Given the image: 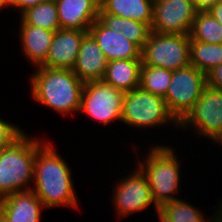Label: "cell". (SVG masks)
Listing matches in <instances>:
<instances>
[{
    "mask_svg": "<svg viewBox=\"0 0 222 222\" xmlns=\"http://www.w3.org/2000/svg\"><path fill=\"white\" fill-rule=\"evenodd\" d=\"M132 168L134 171H129V174L121 176L122 178L119 176L116 184H113L115 186H112L111 202L115 210L114 215L116 214L118 220L139 212L142 213L144 210L146 213V210L149 209H154L152 212L159 209L152 199L146 176L137 166Z\"/></svg>",
    "mask_w": 222,
    "mask_h": 222,
    "instance_id": "obj_8",
    "label": "cell"
},
{
    "mask_svg": "<svg viewBox=\"0 0 222 222\" xmlns=\"http://www.w3.org/2000/svg\"><path fill=\"white\" fill-rule=\"evenodd\" d=\"M142 65L176 71L190 65V36L152 31L141 51Z\"/></svg>",
    "mask_w": 222,
    "mask_h": 222,
    "instance_id": "obj_6",
    "label": "cell"
},
{
    "mask_svg": "<svg viewBox=\"0 0 222 222\" xmlns=\"http://www.w3.org/2000/svg\"><path fill=\"white\" fill-rule=\"evenodd\" d=\"M121 123L130 127L131 130L136 128L140 132L144 130V133L149 128L155 127L157 130L170 126H173L175 131H179V122L170 113L164 98L145 91L141 87L124 94Z\"/></svg>",
    "mask_w": 222,
    "mask_h": 222,
    "instance_id": "obj_5",
    "label": "cell"
},
{
    "mask_svg": "<svg viewBox=\"0 0 222 222\" xmlns=\"http://www.w3.org/2000/svg\"><path fill=\"white\" fill-rule=\"evenodd\" d=\"M207 85L222 90V64L206 74Z\"/></svg>",
    "mask_w": 222,
    "mask_h": 222,
    "instance_id": "obj_27",
    "label": "cell"
},
{
    "mask_svg": "<svg viewBox=\"0 0 222 222\" xmlns=\"http://www.w3.org/2000/svg\"><path fill=\"white\" fill-rule=\"evenodd\" d=\"M20 20V21H19ZM18 25H32L50 31L60 29L58 10L55 0H46L24 11L18 19Z\"/></svg>",
    "mask_w": 222,
    "mask_h": 222,
    "instance_id": "obj_21",
    "label": "cell"
},
{
    "mask_svg": "<svg viewBox=\"0 0 222 222\" xmlns=\"http://www.w3.org/2000/svg\"><path fill=\"white\" fill-rule=\"evenodd\" d=\"M154 0H100L99 13H108L147 24L151 27Z\"/></svg>",
    "mask_w": 222,
    "mask_h": 222,
    "instance_id": "obj_19",
    "label": "cell"
},
{
    "mask_svg": "<svg viewBox=\"0 0 222 222\" xmlns=\"http://www.w3.org/2000/svg\"><path fill=\"white\" fill-rule=\"evenodd\" d=\"M179 131H194L213 144L222 134V90L206 85L193 108L179 122ZM204 137V138H203Z\"/></svg>",
    "mask_w": 222,
    "mask_h": 222,
    "instance_id": "obj_7",
    "label": "cell"
},
{
    "mask_svg": "<svg viewBox=\"0 0 222 222\" xmlns=\"http://www.w3.org/2000/svg\"><path fill=\"white\" fill-rule=\"evenodd\" d=\"M186 199H176L167 202L159 208L173 222H212V217L204 216V212L200 210V206L196 208ZM206 217V218H205Z\"/></svg>",
    "mask_w": 222,
    "mask_h": 222,
    "instance_id": "obj_25",
    "label": "cell"
},
{
    "mask_svg": "<svg viewBox=\"0 0 222 222\" xmlns=\"http://www.w3.org/2000/svg\"><path fill=\"white\" fill-rule=\"evenodd\" d=\"M46 0H10V9H14L21 15L27 9L36 6Z\"/></svg>",
    "mask_w": 222,
    "mask_h": 222,
    "instance_id": "obj_28",
    "label": "cell"
},
{
    "mask_svg": "<svg viewBox=\"0 0 222 222\" xmlns=\"http://www.w3.org/2000/svg\"><path fill=\"white\" fill-rule=\"evenodd\" d=\"M196 13L192 0H154L151 31L189 35Z\"/></svg>",
    "mask_w": 222,
    "mask_h": 222,
    "instance_id": "obj_11",
    "label": "cell"
},
{
    "mask_svg": "<svg viewBox=\"0 0 222 222\" xmlns=\"http://www.w3.org/2000/svg\"><path fill=\"white\" fill-rule=\"evenodd\" d=\"M215 146L218 145L222 147V134L219 136V138L214 142Z\"/></svg>",
    "mask_w": 222,
    "mask_h": 222,
    "instance_id": "obj_34",
    "label": "cell"
},
{
    "mask_svg": "<svg viewBox=\"0 0 222 222\" xmlns=\"http://www.w3.org/2000/svg\"><path fill=\"white\" fill-rule=\"evenodd\" d=\"M46 139L24 132L11 145L0 150V200L31 190L36 150Z\"/></svg>",
    "mask_w": 222,
    "mask_h": 222,
    "instance_id": "obj_4",
    "label": "cell"
},
{
    "mask_svg": "<svg viewBox=\"0 0 222 222\" xmlns=\"http://www.w3.org/2000/svg\"><path fill=\"white\" fill-rule=\"evenodd\" d=\"M10 9V0H0V11H3V9Z\"/></svg>",
    "mask_w": 222,
    "mask_h": 222,
    "instance_id": "obj_33",
    "label": "cell"
},
{
    "mask_svg": "<svg viewBox=\"0 0 222 222\" xmlns=\"http://www.w3.org/2000/svg\"><path fill=\"white\" fill-rule=\"evenodd\" d=\"M206 85V74L195 66L189 65L173 71L164 100L178 122L193 108Z\"/></svg>",
    "mask_w": 222,
    "mask_h": 222,
    "instance_id": "obj_10",
    "label": "cell"
},
{
    "mask_svg": "<svg viewBox=\"0 0 222 222\" xmlns=\"http://www.w3.org/2000/svg\"><path fill=\"white\" fill-rule=\"evenodd\" d=\"M0 222H8L7 219L0 213Z\"/></svg>",
    "mask_w": 222,
    "mask_h": 222,
    "instance_id": "obj_35",
    "label": "cell"
},
{
    "mask_svg": "<svg viewBox=\"0 0 222 222\" xmlns=\"http://www.w3.org/2000/svg\"><path fill=\"white\" fill-rule=\"evenodd\" d=\"M103 51L107 61L120 59H142L141 49L125 38L121 32L106 28L98 19L88 30Z\"/></svg>",
    "mask_w": 222,
    "mask_h": 222,
    "instance_id": "obj_13",
    "label": "cell"
},
{
    "mask_svg": "<svg viewBox=\"0 0 222 222\" xmlns=\"http://www.w3.org/2000/svg\"><path fill=\"white\" fill-rule=\"evenodd\" d=\"M221 0H192L196 11H209L213 6Z\"/></svg>",
    "mask_w": 222,
    "mask_h": 222,
    "instance_id": "obj_29",
    "label": "cell"
},
{
    "mask_svg": "<svg viewBox=\"0 0 222 222\" xmlns=\"http://www.w3.org/2000/svg\"><path fill=\"white\" fill-rule=\"evenodd\" d=\"M209 12L222 25V0L213 6Z\"/></svg>",
    "mask_w": 222,
    "mask_h": 222,
    "instance_id": "obj_30",
    "label": "cell"
},
{
    "mask_svg": "<svg viewBox=\"0 0 222 222\" xmlns=\"http://www.w3.org/2000/svg\"><path fill=\"white\" fill-rule=\"evenodd\" d=\"M87 33L88 31L63 28L55 31L45 61L40 66L72 69L77 59L81 41Z\"/></svg>",
    "mask_w": 222,
    "mask_h": 222,
    "instance_id": "obj_12",
    "label": "cell"
},
{
    "mask_svg": "<svg viewBox=\"0 0 222 222\" xmlns=\"http://www.w3.org/2000/svg\"><path fill=\"white\" fill-rule=\"evenodd\" d=\"M60 28L88 31L98 19L100 0H55Z\"/></svg>",
    "mask_w": 222,
    "mask_h": 222,
    "instance_id": "obj_14",
    "label": "cell"
},
{
    "mask_svg": "<svg viewBox=\"0 0 222 222\" xmlns=\"http://www.w3.org/2000/svg\"><path fill=\"white\" fill-rule=\"evenodd\" d=\"M190 39L209 44H222V25L209 11H198L190 31Z\"/></svg>",
    "mask_w": 222,
    "mask_h": 222,
    "instance_id": "obj_23",
    "label": "cell"
},
{
    "mask_svg": "<svg viewBox=\"0 0 222 222\" xmlns=\"http://www.w3.org/2000/svg\"><path fill=\"white\" fill-rule=\"evenodd\" d=\"M142 59H120L109 61L102 79L123 93L140 87Z\"/></svg>",
    "mask_w": 222,
    "mask_h": 222,
    "instance_id": "obj_18",
    "label": "cell"
},
{
    "mask_svg": "<svg viewBox=\"0 0 222 222\" xmlns=\"http://www.w3.org/2000/svg\"><path fill=\"white\" fill-rule=\"evenodd\" d=\"M18 30L23 57L31 67L40 66L45 61L55 32L32 25H19Z\"/></svg>",
    "mask_w": 222,
    "mask_h": 222,
    "instance_id": "obj_17",
    "label": "cell"
},
{
    "mask_svg": "<svg viewBox=\"0 0 222 222\" xmlns=\"http://www.w3.org/2000/svg\"><path fill=\"white\" fill-rule=\"evenodd\" d=\"M47 210L43 202L30 191L17 192L0 200V213L8 222H40Z\"/></svg>",
    "mask_w": 222,
    "mask_h": 222,
    "instance_id": "obj_15",
    "label": "cell"
},
{
    "mask_svg": "<svg viewBox=\"0 0 222 222\" xmlns=\"http://www.w3.org/2000/svg\"><path fill=\"white\" fill-rule=\"evenodd\" d=\"M108 61L95 39L87 33L80 44L72 71L85 82L102 80L106 73Z\"/></svg>",
    "mask_w": 222,
    "mask_h": 222,
    "instance_id": "obj_16",
    "label": "cell"
},
{
    "mask_svg": "<svg viewBox=\"0 0 222 222\" xmlns=\"http://www.w3.org/2000/svg\"><path fill=\"white\" fill-rule=\"evenodd\" d=\"M161 143L157 141L155 145L152 143L150 147L148 144V151H146V156L142 155L143 158L140 157V151L136 149L138 145L135 147L132 144V150L135 151L134 155L135 158L137 156L138 161L135 166L146 176L152 199L158 208H161L167 202L179 199L177 195H179L182 187L183 179H181V176H184L181 173L183 162L181 158H178L180 152L171 145H167V142L166 145L164 142ZM176 151L178 154H176Z\"/></svg>",
    "mask_w": 222,
    "mask_h": 222,
    "instance_id": "obj_2",
    "label": "cell"
},
{
    "mask_svg": "<svg viewBox=\"0 0 222 222\" xmlns=\"http://www.w3.org/2000/svg\"><path fill=\"white\" fill-rule=\"evenodd\" d=\"M124 94L103 80L85 82L79 113L103 126L120 123Z\"/></svg>",
    "mask_w": 222,
    "mask_h": 222,
    "instance_id": "obj_9",
    "label": "cell"
},
{
    "mask_svg": "<svg viewBox=\"0 0 222 222\" xmlns=\"http://www.w3.org/2000/svg\"><path fill=\"white\" fill-rule=\"evenodd\" d=\"M218 205L216 206V210L211 214L212 222H222V197L218 199ZM213 214V215H212Z\"/></svg>",
    "mask_w": 222,
    "mask_h": 222,
    "instance_id": "obj_31",
    "label": "cell"
},
{
    "mask_svg": "<svg viewBox=\"0 0 222 222\" xmlns=\"http://www.w3.org/2000/svg\"><path fill=\"white\" fill-rule=\"evenodd\" d=\"M222 64V44H209L190 39V65L208 74Z\"/></svg>",
    "mask_w": 222,
    "mask_h": 222,
    "instance_id": "obj_22",
    "label": "cell"
},
{
    "mask_svg": "<svg viewBox=\"0 0 222 222\" xmlns=\"http://www.w3.org/2000/svg\"><path fill=\"white\" fill-rule=\"evenodd\" d=\"M155 214H157L158 222H173L170 218H168L160 209H158Z\"/></svg>",
    "mask_w": 222,
    "mask_h": 222,
    "instance_id": "obj_32",
    "label": "cell"
},
{
    "mask_svg": "<svg viewBox=\"0 0 222 222\" xmlns=\"http://www.w3.org/2000/svg\"><path fill=\"white\" fill-rule=\"evenodd\" d=\"M30 77V96L33 102L61 115L79 114L84 82L72 69L38 66Z\"/></svg>",
    "mask_w": 222,
    "mask_h": 222,
    "instance_id": "obj_3",
    "label": "cell"
},
{
    "mask_svg": "<svg viewBox=\"0 0 222 222\" xmlns=\"http://www.w3.org/2000/svg\"><path fill=\"white\" fill-rule=\"evenodd\" d=\"M173 71L161 67L142 65L140 87L154 95L166 96Z\"/></svg>",
    "mask_w": 222,
    "mask_h": 222,
    "instance_id": "obj_24",
    "label": "cell"
},
{
    "mask_svg": "<svg viewBox=\"0 0 222 222\" xmlns=\"http://www.w3.org/2000/svg\"><path fill=\"white\" fill-rule=\"evenodd\" d=\"M19 126L0 117V150L11 145L25 132V128L23 130Z\"/></svg>",
    "mask_w": 222,
    "mask_h": 222,
    "instance_id": "obj_26",
    "label": "cell"
},
{
    "mask_svg": "<svg viewBox=\"0 0 222 222\" xmlns=\"http://www.w3.org/2000/svg\"><path fill=\"white\" fill-rule=\"evenodd\" d=\"M98 20L106 28L121 32L125 38L135 43L141 50L152 32L151 27L147 24L108 13H99Z\"/></svg>",
    "mask_w": 222,
    "mask_h": 222,
    "instance_id": "obj_20",
    "label": "cell"
},
{
    "mask_svg": "<svg viewBox=\"0 0 222 222\" xmlns=\"http://www.w3.org/2000/svg\"><path fill=\"white\" fill-rule=\"evenodd\" d=\"M49 141L50 139L46 140L36 150L31 190L47 210L63 206L76 211L80 201L71 166L54 148V143Z\"/></svg>",
    "mask_w": 222,
    "mask_h": 222,
    "instance_id": "obj_1",
    "label": "cell"
}]
</instances>
